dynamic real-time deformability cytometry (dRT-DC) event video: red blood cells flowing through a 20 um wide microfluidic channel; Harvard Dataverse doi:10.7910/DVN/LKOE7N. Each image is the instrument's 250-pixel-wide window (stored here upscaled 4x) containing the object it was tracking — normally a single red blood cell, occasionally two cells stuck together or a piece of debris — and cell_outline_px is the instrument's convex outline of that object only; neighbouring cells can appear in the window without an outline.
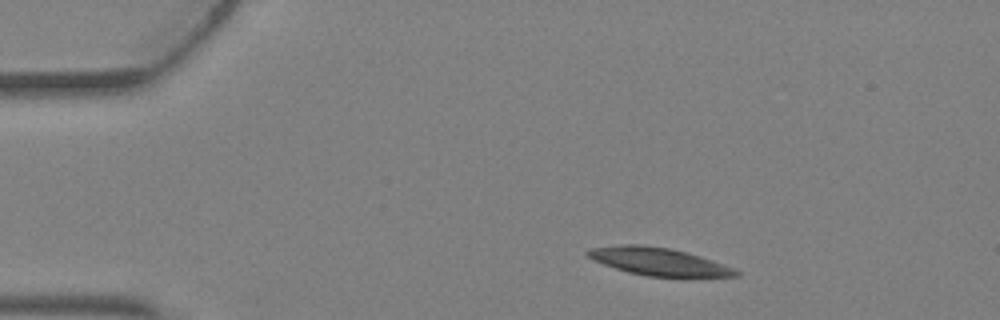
{"species": "Egyptian fruit bat (a non-hibernating species)", "species_latin": "Rousettus aegyptiacus", "temperature_condition": "warm", "stored_images_in_passage": 3, "camera_frame_rate_fps": 3000, "um_per_image_px": 0.085, "animal": {"sex": "female"}, "frame": {"image": 1, "passage_image": 1, "time_ms": 0.0, "image_size_px": [1000, 320], "cell_outline_px": [[740, 276], [648, 276], [628, 272], [592, 260], [584, 252], [588, 248], [620, 244], [640, 244], [672, 248], [700, 256], [712, 260], [732, 268], [740, 272]], "centroid_in_image_um": [55.9, 22.2], "position_along_channel_um": 29.1, "area_um2": 23.7}}
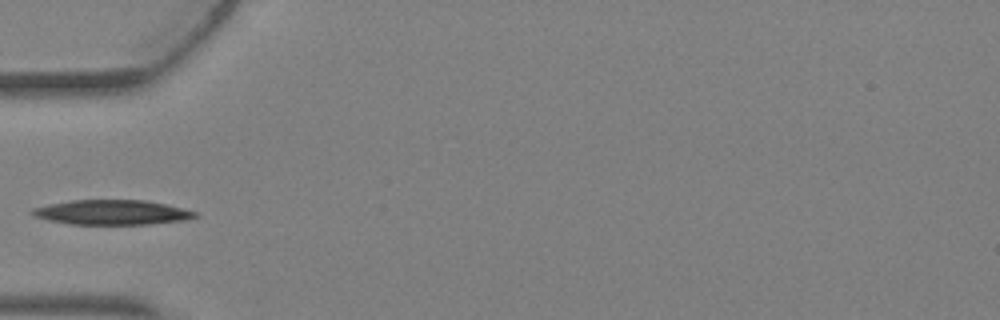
{"frame": {"image": 2, "passage_image": 3, "time_ms": 0.667, "image_size_px": [1000, 320], "cell_outline_px": [[200, 216], [188, 220], [148, 224], [72, 224], [48, 220], [36, 216], [28, 212], [32, 208], [48, 204], [72, 200], [148, 200], [184, 208], [200, 212]], "centroid_in_image_um": [9.6, 18.04], "position_along_channel_um": 75.4, "area_um2": 23.76}}